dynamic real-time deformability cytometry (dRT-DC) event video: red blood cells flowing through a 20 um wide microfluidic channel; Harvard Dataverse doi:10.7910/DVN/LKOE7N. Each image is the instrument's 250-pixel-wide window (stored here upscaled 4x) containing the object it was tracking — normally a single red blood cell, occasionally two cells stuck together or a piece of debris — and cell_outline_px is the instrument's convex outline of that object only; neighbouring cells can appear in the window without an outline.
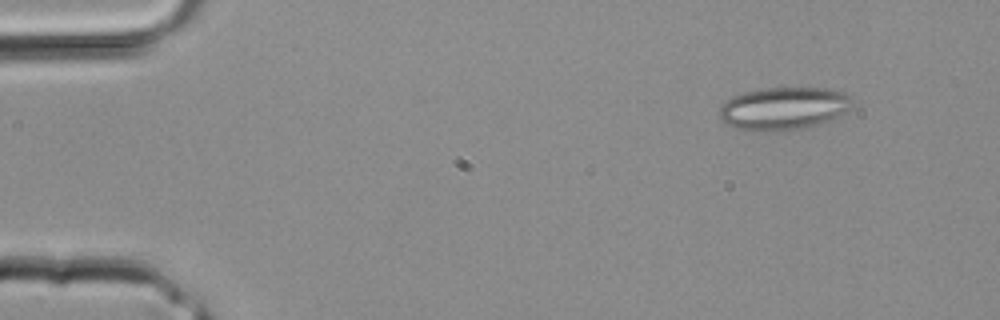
{"species": "common noctule bat (a hibernating species)", "species_latin": "Nyctalus noctula", "temperature_condition": "room temperature", "stored_images_in_passage": 32, "camera_frame_rate_fps": 3000, "um_per_image_px": 0.085, "animal": {"sex": "male", "body_mass_g": 20.4}, "frame": {"image": 1, "passage_image": 1, "time_ms": 0.0, "image_size_px": [1000, 320], "cell_outline_px": [[852, 108], [840, 116], [832, 120], [804, 128], [772, 132], [732, 128], [724, 124], [720, 120], [720, 108], [732, 96], [744, 92], [764, 88], [836, 88], [844, 92], [848, 96]], "centroid_in_image_um": [66.62, 9.22], "position_along_channel_um": 18.4, "area_um2": 33.41}}
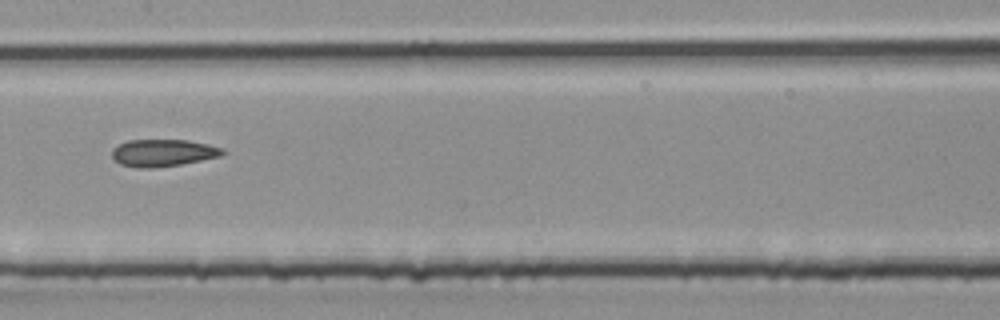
{"frame": {"image": 2, "passage_image": 15, "time_ms": 4.667, "image_size_px": [1000, 320], "cell_outline_px": [[228, 152], [224, 156], [180, 164], [152, 168], [140, 168], [120, 164], [112, 156], [112, 148], [128, 140], [188, 140], [208, 144], [224, 148]], "centroid_in_image_um": [13.92, 12.99], "position_along_channel_um": 193.5, "area_um2": 17.63}}
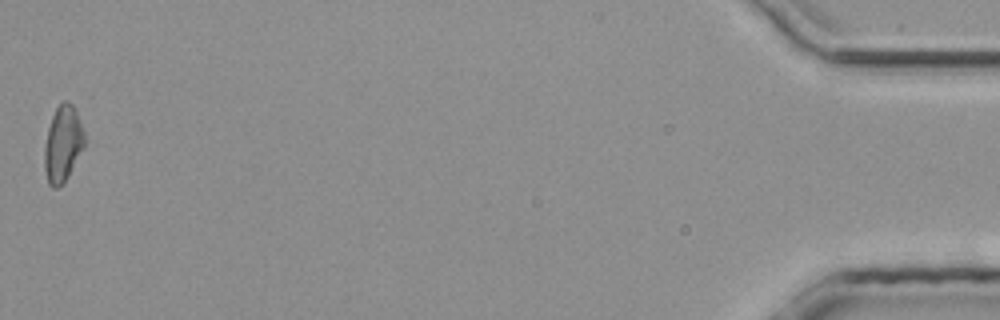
{"frame": {"image": 3, "passage_image": 32, "time_ms": 10.333, "image_size_px": [1000, 320], "cell_outline_px": [[84, 148], [68, 176], [56, 188], [52, 188], [48, 184], [44, 168], [44, 144], [48, 128], [52, 116], [56, 108], [64, 100], [72, 104], [76, 112], [84, 132]], "centroid_in_image_um": [5.32, 12.24], "position_along_channel_um": 429.9, "area_um2": 17.63}}